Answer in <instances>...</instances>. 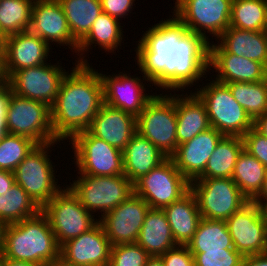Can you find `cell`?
<instances>
[{"label": "cell", "instance_id": "obj_46", "mask_svg": "<svg viewBox=\"0 0 267 266\" xmlns=\"http://www.w3.org/2000/svg\"><path fill=\"white\" fill-rule=\"evenodd\" d=\"M242 266H267V253L244 256Z\"/></svg>", "mask_w": 267, "mask_h": 266}, {"label": "cell", "instance_id": "obj_36", "mask_svg": "<svg viewBox=\"0 0 267 266\" xmlns=\"http://www.w3.org/2000/svg\"><path fill=\"white\" fill-rule=\"evenodd\" d=\"M35 0H0V34L5 38L28 31Z\"/></svg>", "mask_w": 267, "mask_h": 266}, {"label": "cell", "instance_id": "obj_33", "mask_svg": "<svg viewBox=\"0 0 267 266\" xmlns=\"http://www.w3.org/2000/svg\"><path fill=\"white\" fill-rule=\"evenodd\" d=\"M266 172V167L243 149L237 158L231 178L241 193L252 201L261 192Z\"/></svg>", "mask_w": 267, "mask_h": 266}, {"label": "cell", "instance_id": "obj_22", "mask_svg": "<svg viewBox=\"0 0 267 266\" xmlns=\"http://www.w3.org/2000/svg\"><path fill=\"white\" fill-rule=\"evenodd\" d=\"M223 137L220 131L211 127L190 141L178 145L171 158L189 182L196 180L204 172L210 156Z\"/></svg>", "mask_w": 267, "mask_h": 266}, {"label": "cell", "instance_id": "obj_23", "mask_svg": "<svg viewBox=\"0 0 267 266\" xmlns=\"http://www.w3.org/2000/svg\"><path fill=\"white\" fill-rule=\"evenodd\" d=\"M88 131L93 136L123 151L137 132L136 117L103 103L92 119Z\"/></svg>", "mask_w": 267, "mask_h": 266}, {"label": "cell", "instance_id": "obj_55", "mask_svg": "<svg viewBox=\"0 0 267 266\" xmlns=\"http://www.w3.org/2000/svg\"><path fill=\"white\" fill-rule=\"evenodd\" d=\"M8 87L7 81H0V94Z\"/></svg>", "mask_w": 267, "mask_h": 266}, {"label": "cell", "instance_id": "obj_35", "mask_svg": "<svg viewBox=\"0 0 267 266\" xmlns=\"http://www.w3.org/2000/svg\"><path fill=\"white\" fill-rule=\"evenodd\" d=\"M226 85L253 121L267 113V78L258 82H232Z\"/></svg>", "mask_w": 267, "mask_h": 266}, {"label": "cell", "instance_id": "obj_7", "mask_svg": "<svg viewBox=\"0 0 267 266\" xmlns=\"http://www.w3.org/2000/svg\"><path fill=\"white\" fill-rule=\"evenodd\" d=\"M69 188L91 213L101 212L102 218L134 193L133 183L125 175L77 176Z\"/></svg>", "mask_w": 267, "mask_h": 266}, {"label": "cell", "instance_id": "obj_53", "mask_svg": "<svg viewBox=\"0 0 267 266\" xmlns=\"http://www.w3.org/2000/svg\"><path fill=\"white\" fill-rule=\"evenodd\" d=\"M0 81H7V77L4 71L3 50H0Z\"/></svg>", "mask_w": 267, "mask_h": 266}, {"label": "cell", "instance_id": "obj_42", "mask_svg": "<svg viewBox=\"0 0 267 266\" xmlns=\"http://www.w3.org/2000/svg\"><path fill=\"white\" fill-rule=\"evenodd\" d=\"M164 266H194V258L187 246L178 245L160 255Z\"/></svg>", "mask_w": 267, "mask_h": 266}, {"label": "cell", "instance_id": "obj_25", "mask_svg": "<svg viewBox=\"0 0 267 266\" xmlns=\"http://www.w3.org/2000/svg\"><path fill=\"white\" fill-rule=\"evenodd\" d=\"M124 175L134 184L167 157L147 138L136 132L122 151Z\"/></svg>", "mask_w": 267, "mask_h": 266}, {"label": "cell", "instance_id": "obj_52", "mask_svg": "<svg viewBox=\"0 0 267 266\" xmlns=\"http://www.w3.org/2000/svg\"><path fill=\"white\" fill-rule=\"evenodd\" d=\"M145 266H164L160 256H151Z\"/></svg>", "mask_w": 267, "mask_h": 266}, {"label": "cell", "instance_id": "obj_44", "mask_svg": "<svg viewBox=\"0 0 267 266\" xmlns=\"http://www.w3.org/2000/svg\"><path fill=\"white\" fill-rule=\"evenodd\" d=\"M14 183L15 178L13 172L0 170V195L10 190Z\"/></svg>", "mask_w": 267, "mask_h": 266}, {"label": "cell", "instance_id": "obj_6", "mask_svg": "<svg viewBox=\"0 0 267 266\" xmlns=\"http://www.w3.org/2000/svg\"><path fill=\"white\" fill-rule=\"evenodd\" d=\"M137 132L154 144L166 157L178 147L175 93L156 95L136 118Z\"/></svg>", "mask_w": 267, "mask_h": 266}, {"label": "cell", "instance_id": "obj_14", "mask_svg": "<svg viewBox=\"0 0 267 266\" xmlns=\"http://www.w3.org/2000/svg\"><path fill=\"white\" fill-rule=\"evenodd\" d=\"M57 64L47 62L14 72L7 79L10 91L20 97L40 101L52 107L67 73L66 69L59 65V61Z\"/></svg>", "mask_w": 267, "mask_h": 266}, {"label": "cell", "instance_id": "obj_3", "mask_svg": "<svg viewBox=\"0 0 267 266\" xmlns=\"http://www.w3.org/2000/svg\"><path fill=\"white\" fill-rule=\"evenodd\" d=\"M2 258L29 262L41 266L60 256L48 218L38 215L20 222L7 224Z\"/></svg>", "mask_w": 267, "mask_h": 266}, {"label": "cell", "instance_id": "obj_19", "mask_svg": "<svg viewBox=\"0 0 267 266\" xmlns=\"http://www.w3.org/2000/svg\"><path fill=\"white\" fill-rule=\"evenodd\" d=\"M50 47L29 30L5 37L3 60L7 79L18 70L47 63Z\"/></svg>", "mask_w": 267, "mask_h": 266}, {"label": "cell", "instance_id": "obj_50", "mask_svg": "<svg viewBox=\"0 0 267 266\" xmlns=\"http://www.w3.org/2000/svg\"><path fill=\"white\" fill-rule=\"evenodd\" d=\"M44 266H77V265L69 263V262L65 261L61 256H59V257L55 258L54 260H52L51 262H48Z\"/></svg>", "mask_w": 267, "mask_h": 266}, {"label": "cell", "instance_id": "obj_31", "mask_svg": "<svg viewBox=\"0 0 267 266\" xmlns=\"http://www.w3.org/2000/svg\"><path fill=\"white\" fill-rule=\"evenodd\" d=\"M186 246L191 253L235 249L226 221L210 220L203 217L193 238Z\"/></svg>", "mask_w": 267, "mask_h": 266}, {"label": "cell", "instance_id": "obj_38", "mask_svg": "<svg viewBox=\"0 0 267 266\" xmlns=\"http://www.w3.org/2000/svg\"><path fill=\"white\" fill-rule=\"evenodd\" d=\"M36 145L27 137L4 133L0 138V170L13 172Z\"/></svg>", "mask_w": 267, "mask_h": 266}, {"label": "cell", "instance_id": "obj_10", "mask_svg": "<svg viewBox=\"0 0 267 266\" xmlns=\"http://www.w3.org/2000/svg\"><path fill=\"white\" fill-rule=\"evenodd\" d=\"M201 216L226 221L249 200L232 178H206L190 182Z\"/></svg>", "mask_w": 267, "mask_h": 266}, {"label": "cell", "instance_id": "obj_9", "mask_svg": "<svg viewBox=\"0 0 267 266\" xmlns=\"http://www.w3.org/2000/svg\"><path fill=\"white\" fill-rule=\"evenodd\" d=\"M65 187L41 209L59 246L80 236L99 221L80 203L68 185Z\"/></svg>", "mask_w": 267, "mask_h": 266}, {"label": "cell", "instance_id": "obj_41", "mask_svg": "<svg viewBox=\"0 0 267 266\" xmlns=\"http://www.w3.org/2000/svg\"><path fill=\"white\" fill-rule=\"evenodd\" d=\"M242 139L244 150L257 158L267 169V138L251 128Z\"/></svg>", "mask_w": 267, "mask_h": 266}, {"label": "cell", "instance_id": "obj_4", "mask_svg": "<svg viewBox=\"0 0 267 266\" xmlns=\"http://www.w3.org/2000/svg\"><path fill=\"white\" fill-rule=\"evenodd\" d=\"M194 90L206 106L210 126L224 136L242 137L253 128V120L233 98L226 84L212 79L207 85Z\"/></svg>", "mask_w": 267, "mask_h": 266}, {"label": "cell", "instance_id": "obj_43", "mask_svg": "<svg viewBox=\"0 0 267 266\" xmlns=\"http://www.w3.org/2000/svg\"><path fill=\"white\" fill-rule=\"evenodd\" d=\"M135 0H100L103 13L109 14L111 17L121 20L125 18L130 11L133 10Z\"/></svg>", "mask_w": 267, "mask_h": 266}, {"label": "cell", "instance_id": "obj_32", "mask_svg": "<svg viewBox=\"0 0 267 266\" xmlns=\"http://www.w3.org/2000/svg\"><path fill=\"white\" fill-rule=\"evenodd\" d=\"M73 38L80 43L96 18L103 13L100 0H58Z\"/></svg>", "mask_w": 267, "mask_h": 266}, {"label": "cell", "instance_id": "obj_24", "mask_svg": "<svg viewBox=\"0 0 267 266\" xmlns=\"http://www.w3.org/2000/svg\"><path fill=\"white\" fill-rule=\"evenodd\" d=\"M177 144H183L211 128L205 104L191 91L189 95L175 93Z\"/></svg>", "mask_w": 267, "mask_h": 266}, {"label": "cell", "instance_id": "obj_28", "mask_svg": "<svg viewBox=\"0 0 267 266\" xmlns=\"http://www.w3.org/2000/svg\"><path fill=\"white\" fill-rule=\"evenodd\" d=\"M136 243L150 256H160L178 246L162 209H149Z\"/></svg>", "mask_w": 267, "mask_h": 266}, {"label": "cell", "instance_id": "obj_27", "mask_svg": "<svg viewBox=\"0 0 267 266\" xmlns=\"http://www.w3.org/2000/svg\"><path fill=\"white\" fill-rule=\"evenodd\" d=\"M216 40L228 53L260 62L267 68L266 31H250L229 26Z\"/></svg>", "mask_w": 267, "mask_h": 266}, {"label": "cell", "instance_id": "obj_11", "mask_svg": "<svg viewBox=\"0 0 267 266\" xmlns=\"http://www.w3.org/2000/svg\"><path fill=\"white\" fill-rule=\"evenodd\" d=\"M70 141L74 162L79 168L78 175H124L123 153L119 149L93 136L88 130L75 134Z\"/></svg>", "mask_w": 267, "mask_h": 266}, {"label": "cell", "instance_id": "obj_51", "mask_svg": "<svg viewBox=\"0 0 267 266\" xmlns=\"http://www.w3.org/2000/svg\"><path fill=\"white\" fill-rule=\"evenodd\" d=\"M6 226L7 224L0 220V255L3 253V250H4Z\"/></svg>", "mask_w": 267, "mask_h": 266}, {"label": "cell", "instance_id": "obj_18", "mask_svg": "<svg viewBox=\"0 0 267 266\" xmlns=\"http://www.w3.org/2000/svg\"><path fill=\"white\" fill-rule=\"evenodd\" d=\"M29 31L49 46L56 42L77 52L78 42L73 38L62 5L58 0H35L32 6ZM51 42V43H50ZM69 45V46H68Z\"/></svg>", "mask_w": 267, "mask_h": 266}, {"label": "cell", "instance_id": "obj_12", "mask_svg": "<svg viewBox=\"0 0 267 266\" xmlns=\"http://www.w3.org/2000/svg\"><path fill=\"white\" fill-rule=\"evenodd\" d=\"M134 193L151 209H163L178 201L190 190V182L176 168L171 157L154 167L134 184Z\"/></svg>", "mask_w": 267, "mask_h": 266}, {"label": "cell", "instance_id": "obj_17", "mask_svg": "<svg viewBox=\"0 0 267 266\" xmlns=\"http://www.w3.org/2000/svg\"><path fill=\"white\" fill-rule=\"evenodd\" d=\"M99 75L103 85L104 103L132 114L136 118L155 96V93L152 95L144 93L146 81L147 83L150 82L145 76H142L143 78L135 75L132 77L130 74H124L123 72L115 75H106L99 72Z\"/></svg>", "mask_w": 267, "mask_h": 266}, {"label": "cell", "instance_id": "obj_39", "mask_svg": "<svg viewBox=\"0 0 267 266\" xmlns=\"http://www.w3.org/2000/svg\"><path fill=\"white\" fill-rule=\"evenodd\" d=\"M151 256L137 243L111 246L109 266H145Z\"/></svg>", "mask_w": 267, "mask_h": 266}, {"label": "cell", "instance_id": "obj_59", "mask_svg": "<svg viewBox=\"0 0 267 266\" xmlns=\"http://www.w3.org/2000/svg\"><path fill=\"white\" fill-rule=\"evenodd\" d=\"M0 266H5L1 256H0Z\"/></svg>", "mask_w": 267, "mask_h": 266}, {"label": "cell", "instance_id": "obj_26", "mask_svg": "<svg viewBox=\"0 0 267 266\" xmlns=\"http://www.w3.org/2000/svg\"><path fill=\"white\" fill-rule=\"evenodd\" d=\"M167 217L177 245L186 246L202 219L195 195L189 190L178 201L162 209Z\"/></svg>", "mask_w": 267, "mask_h": 266}, {"label": "cell", "instance_id": "obj_5", "mask_svg": "<svg viewBox=\"0 0 267 266\" xmlns=\"http://www.w3.org/2000/svg\"><path fill=\"white\" fill-rule=\"evenodd\" d=\"M59 143L61 142L53 141L37 144L13 171L15 182L41 209L62 189L56 182L55 166L48 155L52 151L51 146Z\"/></svg>", "mask_w": 267, "mask_h": 266}, {"label": "cell", "instance_id": "obj_16", "mask_svg": "<svg viewBox=\"0 0 267 266\" xmlns=\"http://www.w3.org/2000/svg\"><path fill=\"white\" fill-rule=\"evenodd\" d=\"M149 209L148 203L133 193L116 208L99 218L111 246L136 243Z\"/></svg>", "mask_w": 267, "mask_h": 266}, {"label": "cell", "instance_id": "obj_20", "mask_svg": "<svg viewBox=\"0 0 267 266\" xmlns=\"http://www.w3.org/2000/svg\"><path fill=\"white\" fill-rule=\"evenodd\" d=\"M111 244L98 221L91 229L60 246V256L77 266H109Z\"/></svg>", "mask_w": 267, "mask_h": 266}, {"label": "cell", "instance_id": "obj_45", "mask_svg": "<svg viewBox=\"0 0 267 266\" xmlns=\"http://www.w3.org/2000/svg\"><path fill=\"white\" fill-rule=\"evenodd\" d=\"M10 98V89L7 87L0 94V129H6L5 126V113L7 109V104Z\"/></svg>", "mask_w": 267, "mask_h": 266}, {"label": "cell", "instance_id": "obj_30", "mask_svg": "<svg viewBox=\"0 0 267 266\" xmlns=\"http://www.w3.org/2000/svg\"><path fill=\"white\" fill-rule=\"evenodd\" d=\"M244 149L239 136H224L210 156L204 172L197 179L231 178L237 158Z\"/></svg>", "mask_w": 267, "mask_h": 266}, {"label": "cell", "instance_id": "obj_54", "mask_svg": "<svg viewBox=\"0 0 267 266\" xmlns=\"http://www.w3.org/2000/svg\"><path fill=\"white\" fill-rule=\"evenodd\" d=\"M255 198H267V172H266V176L263 182L261 192Z\"/></svg>", "mask_w": 267, "mask_h": 266}, {"label": "cell", "instance_id": "obj_48", "mask_svg": "<svg viewBox=\"0 0 267 266\" xmlns=\"http://www.w3.org/2000/svg\"><path fill=\"white\" fill-rule=\"evenodd\" d=\"M252 201L258 204L262 217L267 222V198H254Z\"/></svg>", "mask_w": 267, "mask_h": 266}, {"label": "cell", "instance_id": "obj_56", "mask_svg": "<svg viewBox=\"0 0 267 266\" xmlns=\"http://www.w3.org/2000/svg\"><path fill=\"white\" fill-rule=\"evenodd\" d=\"M4 37L0 34V50H3Z\"/></svg>", "mask_w": 267, "mask_h": 266}, {"label": "cell", "instance_id": "obj_57", "mask_svg": "<svg viewBox=\"0 0 267 266\" xmlns=\"http://www.w3.org/2000/svg\"><path fill=\"white\" fill-rule=\"evenodd\" d=\"M265 31L267 32V0H266Z\"/></svg>", "mask_w": 267, "mask_h": 266}, {"label": "cell", "instance_id": "obj_13", "mask_svg": "<svg viewBox=\"0 0 267 266\" xmlns=\"http://www.w3.org/2000/svg\"><path fill=\"white\" fill-rule=\"evenodd\" d=\"M173 14L189 32L210 42L206 32L217 39L229 26L232 0H176Z\"/></svg>", "mask_w": 267, "mask_h": 266}, {"label": "cell", "instance_id": "obj_40", "mask_svg": "<svg viewBox=\"0 0 267 266\" xmlns=\"http://www.w3.org/2000/svg\"><path fill=\"white\" fill-rule=\"evenodd\" d=\"M194 266H242L244 256L236 249L191 253Z\"/></svg>", "mask_w": 267, "mask_h": 266}, {"label": "cell", "instance_id": "obj_49", "mask_svg": "<svg viewBox=\"0 0 267 266\" xmlns=\"http://www.w3.org/2000/svg\"><path fill=\"white\" fill-rule=\"evenodd\" d=\"M5 266H41L38 264H33L29 262H23V261H15L11 259L2 258Z\"/></svg>", "mask_w": 267, "mask_h": 266}, {"label": "cell", "instance_id": "obj_34", "mask_svg": "<svg viewBox=\"0 0 267 266\" xmlns=\"http://www.w3.org/2000/svg\"><path fill=\"white\" fill-rule=\"evenodd\" d=\"M40 212L41 208L16 182L10 190L0 195V220L6 224L20 222Z\"/></svg>", "mask_w": 267, "mask_h": 266}, {"label": "cell", "instance_id": "obj_2", "mask_svg": "<svg viewBox=\"0 0 267 266\" xmlns=\"http://www.w3.org/2000/svg\"><path fill=\"white\" fill-rule=\"evenodd\" d=\"M90 64H78L64 76L55 103L51 107L54 136L70 140L88 130L104 103L103 85L98 71Z\"/></svg>", "mask_w": 267, "mask_h": 266}, {"label": "cell", "instance_id": "obj_21", "mask_svg": "<svg viewBox=\"0 0 267 266\" xmlns=\"http://www.w3.org/2000/svg\"><path fill=\"white\" fill-rule=\"evenodd\" d=\"M209 71L217 72L215 80L232 82H258L267 78V68L260 62L228 53L219 43L209 42Z\"/></svg>", "mask_w": 267, "mask_h": 266}, {"label": "cell", "instance_id": "obj_15", "mask_svg": "<svg viewBox=\"0 0 267 266\" xmlns=\"http://www.w3.org/2000/svg\"><path fill=\"white\" fill-rule=\"evenodd\" d=\"M234 248L243 256L267 253V222L254 201H248L226 220Z\"/></svg>", "mask_w": 267, "mask_h": 266}, {"label": "cell", "instance_id": "obj_29", "mask_svg": "<svg viewBox=\"0 0 267 266\" xmlns=\"http://www.w3.org/2000/svg\"><path fill=\"white\" fill-rule=\"evenodd\" d=\"M118 21L119 20L106 13L99 15L92 24L87 36L78 44L76 55H78L79 58L75 60V62L78 64H88V60L84 59V53L87 51L89 52L93 44H95L94 46H96V44L99 45L98 48L110 53L118 50V46H121L124 32L122 31L123 26H121L120 21Z\"/></svg>", "mask_w": 267, "mask_h": 266}, {"label": "cell", "instance_id": "obj_47", "mask_svg": "<svg viewBox=\"0 0 267 266\" xmlns=\"http://www.w3.org/2000/svg\"><path fill=\"white\" fill-rule=\"evenodd\" d=\"M253 128L267 138V113L257 117L253 121Z\"/></svg>", "mask_w": 267, "mask_h": 266}, {"label": "cell", "instance_id": "obj_58", "mask_svg": "<svg viewBox=\"0 0 267 266\" xmlns=\"http://www.w3.org/2000/svg\"><path fill=\"white\" fill-rule=\"evenodd\" d=\"M6 132H7L6 129H0V138H1V136H2L4 133H6Z\"/></svg>", "mask_w": 267, "mask_h": 266}, {"label": "cell", "instance_id": "obj_1", "mask_svg": "<svg viewBox=\"0 0 267 266\" xmlns=\"http://www.w3.org/2000/svg\"><path fill=\"white\" fill-rule=\"evenodd\" d=\"M171 17L143 33L136 45L135 62L150 84L162 90L185 92L201 77H207L209 42L189 32L174 14Z\"/></svg>", "mask_w": 267, "mask_h": 266}, {"label": "cell", "instance_id": "obj_37", "mask_svg": "<svg viewBox=\"0 0 267 266\" xmlns=\"http://www.w3.org/2000/svg\"><path fill=\"white\" fill-rule=\"evenodd\" d=\"M266 0H232L230 27L265 31Z\"/></svg>", "mask_w": 267, "mask_h": 266}, {"label": "cell", "instance_id": "obj_8", "mask_svg": "<svg viewBox=\"0 0 267 266\" xmlns=\"http://www.w3.org/2000/svg\"><path fill=\"white\" fill-rule=\"evenodd\" d=\"M7 133L24 136L36 144L58 141L54 136L51 107L10 91L5 113Z\"/></svg>", "mask_w": 267, "mask_h": 266}]
</instances>
